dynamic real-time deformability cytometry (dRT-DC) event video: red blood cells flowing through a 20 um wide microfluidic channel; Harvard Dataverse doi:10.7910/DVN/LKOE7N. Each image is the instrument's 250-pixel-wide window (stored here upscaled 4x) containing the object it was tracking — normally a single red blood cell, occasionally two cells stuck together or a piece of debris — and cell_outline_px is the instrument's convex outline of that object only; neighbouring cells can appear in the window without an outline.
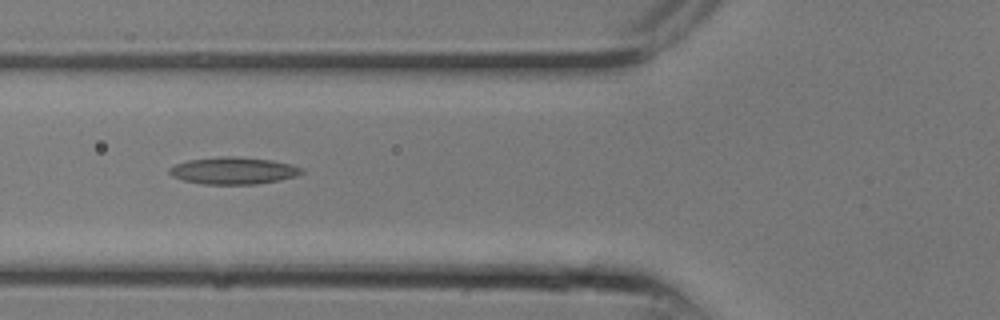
{"species": "common noctule bat (a hibernating species)", "species_latin": "Nyctalus noctula", "temperature_condition": "room temperature", "stored_images_in_passage": 3, "camera_frame_rate_fps": 3000, "um_per_image_px": 0.085, "animal": {"sex": "male", "body_mass_g": 13.3}, "frame": {"image": 1, "passage_image": 2, "time_ms": 0.333, "image_size_px": [1000, 320], "cell_outline_px": [[304, 172], [296, 176], [280, 180], [256, 184], [204, 184], [184, 180], [172, 176], [168, 172], [168, 168], [176, 164], [188, 160], [228, 156], [232, 156], [272, 160], [292, 164], [304, 168]], "centroid_in_image_um": [19.87, 14.51], "position_along_channel_um": 105.9, "area_um2": 20.81}}